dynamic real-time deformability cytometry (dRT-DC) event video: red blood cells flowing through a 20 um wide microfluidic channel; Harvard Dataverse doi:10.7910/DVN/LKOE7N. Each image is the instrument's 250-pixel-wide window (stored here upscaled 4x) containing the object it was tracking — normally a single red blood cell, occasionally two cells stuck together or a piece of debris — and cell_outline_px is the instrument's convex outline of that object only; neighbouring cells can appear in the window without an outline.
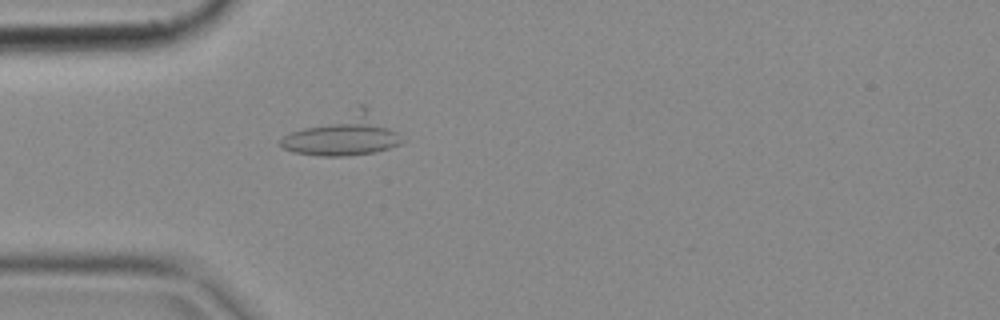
{"species": "common noctule bat (a hibernating species)", "species_latin": "Nyctalus noctula", "temperature_condition": "cold", "stored_images_in_passage": 4, "camera_frame_rate_fps": 3000, "um_per_image_px": 0.085, "animal": {"sex": "female", "body_mass_g": 18.4}, "frame": {"image": 1, "passage_image": 4, "time_ms": 1.0, "image_size_px": [1000, 320], "cell_outline_px": [[404, 140], [400, 144], [376, 152], [348, 156], [320, 156], [292, 152], [276, 144], [284, 136], [292, 132], [360, 104], [364, 104], [396, 132]], "centroid_in_image_um": [29.18, 11.48], "position_along_channel_um": 55.8, "area_um2": 28.78}}